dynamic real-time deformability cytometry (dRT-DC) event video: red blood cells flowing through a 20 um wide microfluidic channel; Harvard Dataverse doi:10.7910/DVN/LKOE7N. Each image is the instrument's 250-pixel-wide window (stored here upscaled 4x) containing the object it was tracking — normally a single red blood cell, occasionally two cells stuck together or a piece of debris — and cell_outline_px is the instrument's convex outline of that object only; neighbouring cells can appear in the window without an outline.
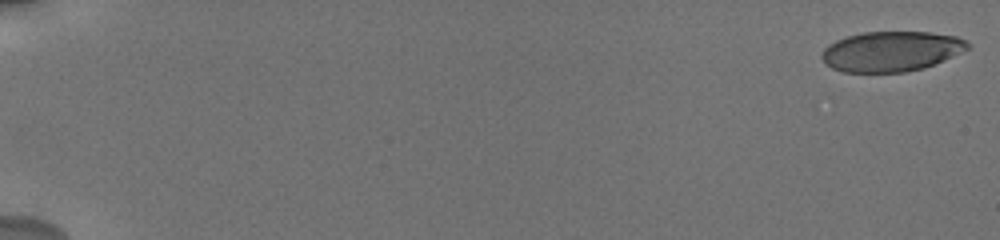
{"species": "human", "species_latin": "Homo sapiens", "temperature_condition": "cold", "stored_images_in_passage": 29, "camera_frame_rate_fps": 3000, "um_per_image_px": 0.085, "donor": {"sex": "male"}, "frame": {"image": 1, "passage_image": 1, "time_ms": 0.0, "image_size_px": [1000, 240], "cell_outline_px": [[972, 48], [944, 60], [924, 68], [904, 72], [844, 72], [832, 68], [820, 56], [824, 48], [828, 44], [836, 40], [848, 36], [864, 32], [932, 32], [956, 36], [964, 40]], "centroid_in_image_um": [75.77, 4.36], "position_along_channel_um": 9.2, "area_um2": 34.1}}
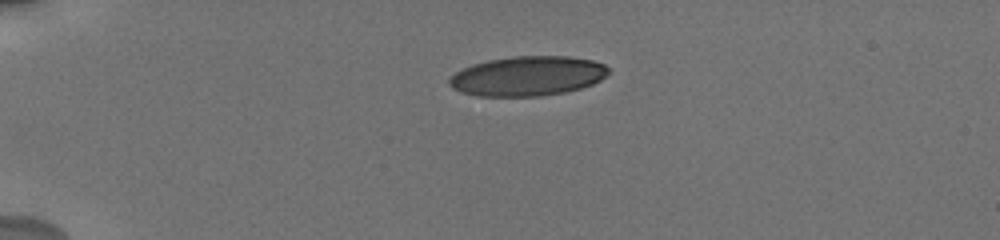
{"frame": {"image": 2, "passage_image": 20, "time_ms": 4.667, "image_size_px": [1000, 240], "cell_outline_px": [[608, 72], [600, 80], [592, 84], [580, 88], [564, 92], [540, 96], [476, 96], [460, 92], [452, 88], [448, 84], [448, 80], [456, 72], [472, 64], [488, 60], [516, 56], [568, 56], [592, 60], [604, 64], [608, 68]], "centroid_in_image_um": [44.82, 6.46], "position_along_channel_um": 40.2, "area_um2": 36.7}}